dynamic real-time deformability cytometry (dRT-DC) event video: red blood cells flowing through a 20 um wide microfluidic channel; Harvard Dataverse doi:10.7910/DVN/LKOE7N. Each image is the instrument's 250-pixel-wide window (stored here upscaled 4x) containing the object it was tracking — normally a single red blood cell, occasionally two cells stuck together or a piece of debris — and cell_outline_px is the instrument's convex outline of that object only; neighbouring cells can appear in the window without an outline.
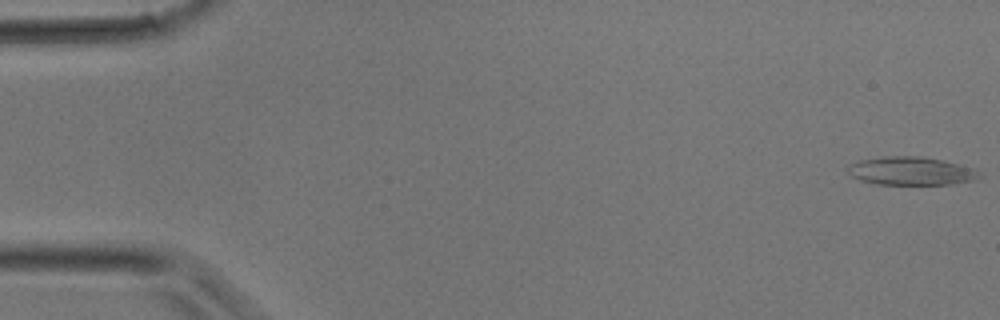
{"species": "common noctule bat (a hibernating species)", "species_latin": "Nyctalus noctula", "temperature_condition": "room temperature", "stored_images_in_passage": 36, "camera_frame_rate_fps": 3000, "um_per_image_px": 0.085, "animal": {"sex": "male", "body_mass_g": 17.9}, "frame": {"image": 1, "passage_image": 1, "time_ms": 0.0, "image_size_px": [1000, 320], "cell_outline_px": [[980, 180], [952, 184], [876, 184], [860, 180], [848, 176], [848, 164], [860, 160], [884, 156], [924, 156], [960, 164], [972, 168], [980, 176]], "centroid_in_image_um": [77.41, 14.53], "position_along_channel_um": 7.6, "area_um2": 21.85}}
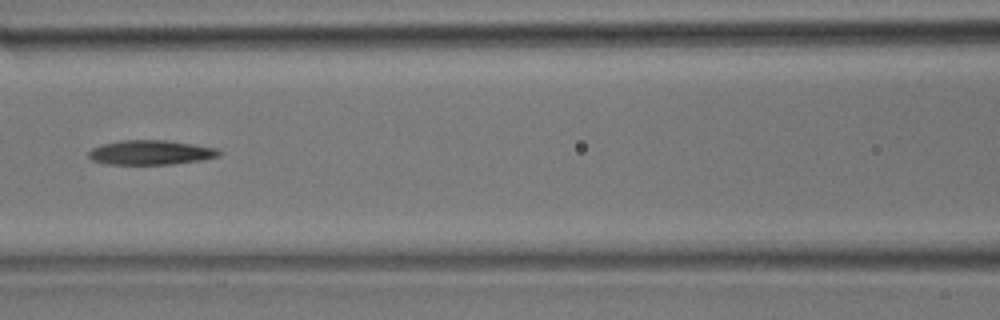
{"frame": {"image": 2, "passage_image": 16, "time_ms": 5.0, "image_size_px": [1000, 320], "cell_outline_px": [[224, 152], [220, 156], [200, 160], [168, 164], [108, 164], [92, 160], [88, 156], [88, 152], [92, 148], [100, 144], [120, 140], [164, 140], [192, 144], [216, 148]], "centroid_in_image_um": [12.79, 12.95], "position_along_channel_um": 153.8, "area_um2": 18.61}}
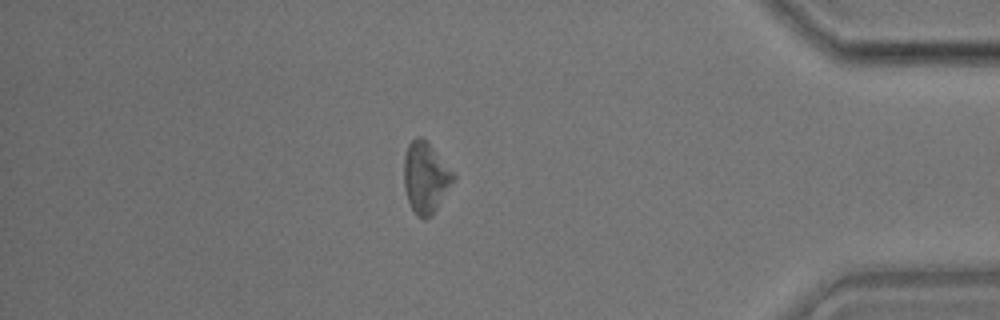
{"frame": {"image": 3, "passage_image": 31, "time_ms": 10.0, "image_size_px": [1000, 320], "cell_outline_px": [[456, 180], [432, 216], [424, 220], [416, 216], [408, 200], [404, 188], [404, 156], [408, 144], [416, 136], [420, 136], [428, 140], [456, 176]], "centroid_in_image_um": [36.19, 15.09], "position_along_channel_um": 399.0, "area_um2": 20.87}}